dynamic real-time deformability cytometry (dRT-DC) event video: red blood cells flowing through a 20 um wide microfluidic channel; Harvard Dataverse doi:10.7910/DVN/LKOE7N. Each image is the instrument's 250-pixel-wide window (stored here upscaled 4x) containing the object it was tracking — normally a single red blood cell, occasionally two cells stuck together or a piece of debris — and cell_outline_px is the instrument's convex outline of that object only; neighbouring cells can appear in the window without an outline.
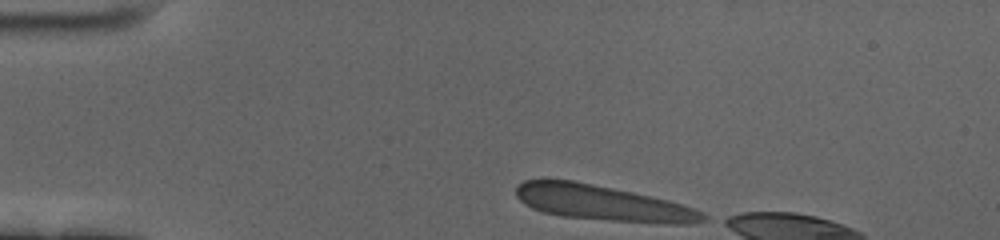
{"species": "human", "species_latin": "Homo sapiens", "temperature_condition": "cold", "stored_images_in_passage": 7, "camera_frame_rate_fps": 3000, "um_per_image_px": 0.085, "donor": {"sex": "female"}, "frame": {"image": 1, "passage_image": 1, "time_ms": 0.0, "image_size_px": [1000, 240], "cell_outline_px": [[708, 220], [692, 224], [668, 224], [612, 220], [560, 216], [544, 212], [532, 208], [524, 204], [516, 196], [516, 184], [524, 180], [572, 180], [632, 192], [668, 200], [692, 208], [708, 216]], "centroid_in_image_um": [51.22, 17.26], "position_along_channel_um": 33.8, "area_um2": 38.21}}